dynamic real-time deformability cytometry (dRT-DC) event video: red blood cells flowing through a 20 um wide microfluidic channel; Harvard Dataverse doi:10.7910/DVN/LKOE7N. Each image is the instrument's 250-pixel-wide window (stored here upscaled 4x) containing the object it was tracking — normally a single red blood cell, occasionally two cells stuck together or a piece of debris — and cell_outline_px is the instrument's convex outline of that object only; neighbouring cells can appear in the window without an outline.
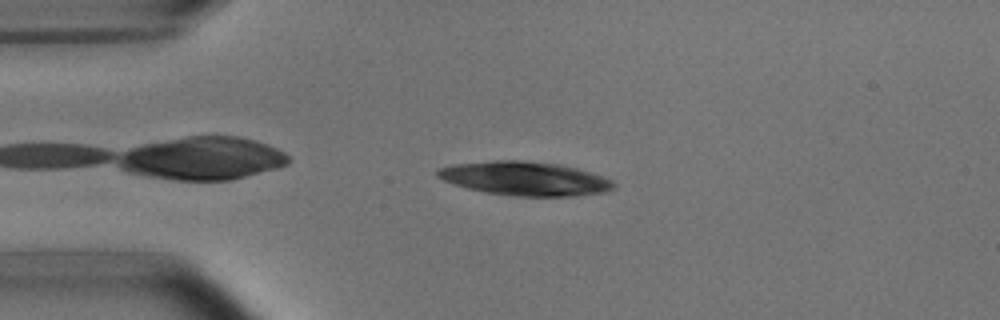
{"species": "common noctule bat (a hibernating species)", "species_latin": "Nyctalus noctula", "temperature_condition": "room temperature", "stored_images_in_passage": 8, "camera_frame_rate_fps": 3000, "um_per_image_px": 0.085, "animal": {"sex": "male", "body_mass_g": 15.6}, "frame": {"image": 1, "passage_image": 1, "time_ms": 0.0, "image_size_px": [1000, 320], "cell_outline_px": [[616, 184], [612, 188], [604, 192], [572, 196], [512, 196], [484, 192], [468, 188], [444, 180], [436, 176], [436, 168], [452, 164], [492, 160], [520, 160], [560, 164], [576, 168], [604, 176], [612, 180]], "centroid_in_image_um": [44.59, 15.17], "position_along_channel_um": 40.4, "area_um2": 34.85}}